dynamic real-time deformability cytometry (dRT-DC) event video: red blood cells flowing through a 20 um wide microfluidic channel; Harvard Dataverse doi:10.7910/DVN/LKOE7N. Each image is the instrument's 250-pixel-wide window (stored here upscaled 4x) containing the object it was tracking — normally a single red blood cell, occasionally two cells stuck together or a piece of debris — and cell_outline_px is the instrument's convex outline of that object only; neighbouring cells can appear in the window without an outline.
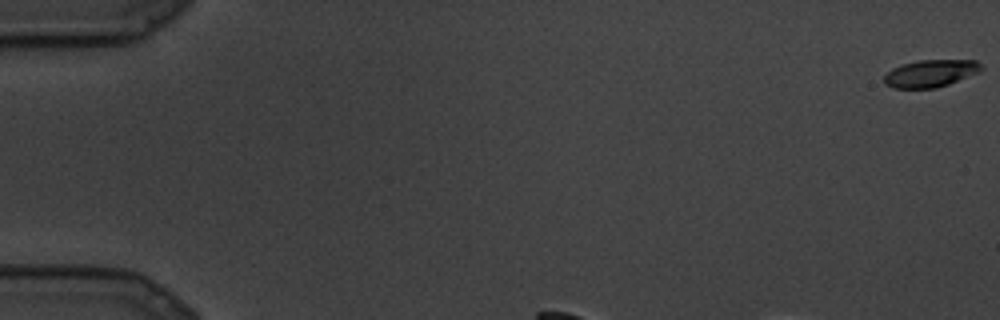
{"species": "common noctule bat (a hibernating species)", "species_latin": "Nyctalus noctula", "temperature_condition": "cold", "stored_images_in_passage": 5, "camera_frame_rate_fps": 3000, "um_per_image_px": 0.085, "animal": {"sex": "male", "body_mass_g": 19.5, "forearm_length_mm": 54.6}, "frame": {"image": 1, "passage_image": 1, "time_ms": 0.0, "image_size_px": [1000, 320], "cell_outline_px": [[984, 68], [980, 72], [948, 84], [936, 88], [892, 88], [884, 84], [884, 76], [892, 68], [900, 64], [916, 60], [976, 60]], "centroid_in_image_um": [79.08, 6.23], "position_along_channel_um": 5.9, "area_um2": 15.61}}